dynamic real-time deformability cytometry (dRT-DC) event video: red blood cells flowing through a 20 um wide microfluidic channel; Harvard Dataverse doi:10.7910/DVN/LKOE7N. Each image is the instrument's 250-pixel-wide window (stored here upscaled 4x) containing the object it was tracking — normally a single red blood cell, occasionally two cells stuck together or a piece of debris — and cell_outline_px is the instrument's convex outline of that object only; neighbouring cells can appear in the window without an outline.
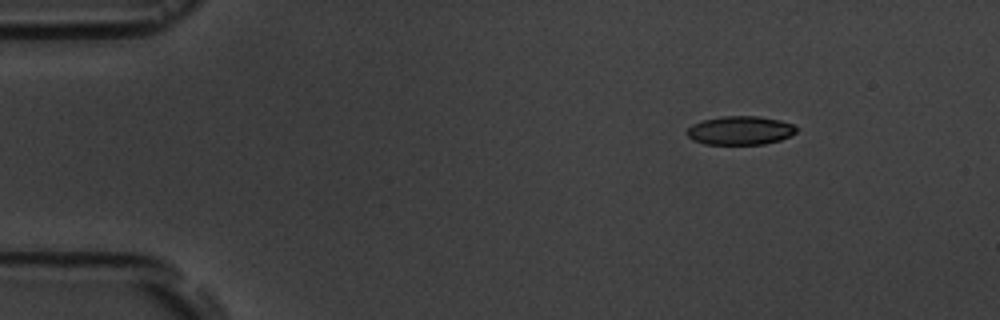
{"species": "common noctule bat (a hibernating species)", "species_latin": "Nyctalus noctula", "temperature_condition": "room temperature", "stored_images_in_passage": 9, "camera_frame_rate_fps": 3000, "um_per_image_px": 0.085, "animal": {"sex": "male", "body_mass_g": 19.5, "forearm_length_mm": 54.6}, "frame": {"image": 1, "passage_image": 1, "time_ms": 0.0, "image_size_px": [1000, 320], "cell_outline_px": [[796, 132], [780, 140], [764, 144], [704, 144], [692, 140], [688, 136], [688, 128], [692, 124], [704, 120], [724, 116], [756, 116], [780, 120], [792, 124], [796, 128]], "centroid_in_image_um": [62.9, 11.09], "position_along_channel_um": 22.1, "area_um2": 18.09}}
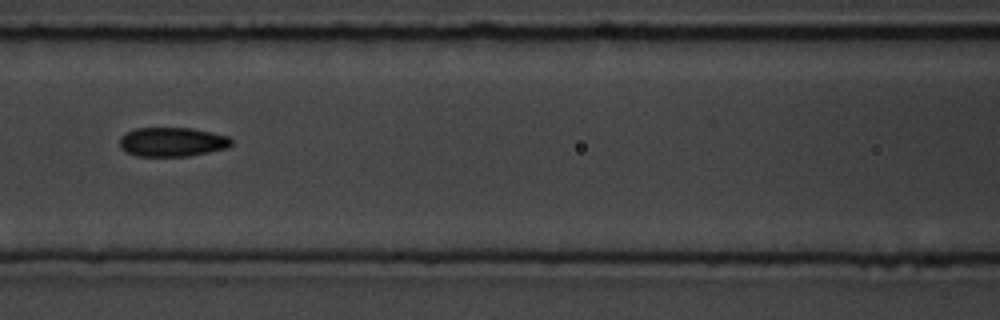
{"frame": {"image": 2, "passage_image": 6, "time_ms": 5.667, "image_size_px": [1000, 320], "cell_outline_px": [[232, 144], [228, 148], [188, 156], [136, 156], [120, 148], [120, 136], [136, 128], [192, 128], [212, 132], [228, 136], [232, 140]], "centroid_in_image_um": [14.65, 12.06], "position_along_channel_um": 151.9, "area_um2": 19.02}}
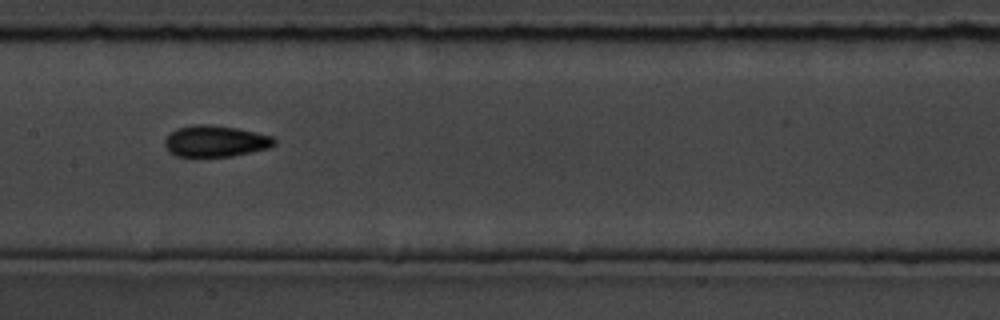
{"frame": {"image": 3, "passage_image": 7, "time_ms": 6.667, "image_size_px": [1000, 320], "cell_outline_px": [[276, 144], [268, 148], [232, 156], [176, 156], [168, 152], [164, 144], [164, 140], [176, 128], [192, 124], [212, 124], [236, 128], [256, 132], [272, 136], [276, 140]], "centroid_in_image_um": [18.29, 11.99], "position_along_channel_um": 189.1, "area_um2": 20.06}}